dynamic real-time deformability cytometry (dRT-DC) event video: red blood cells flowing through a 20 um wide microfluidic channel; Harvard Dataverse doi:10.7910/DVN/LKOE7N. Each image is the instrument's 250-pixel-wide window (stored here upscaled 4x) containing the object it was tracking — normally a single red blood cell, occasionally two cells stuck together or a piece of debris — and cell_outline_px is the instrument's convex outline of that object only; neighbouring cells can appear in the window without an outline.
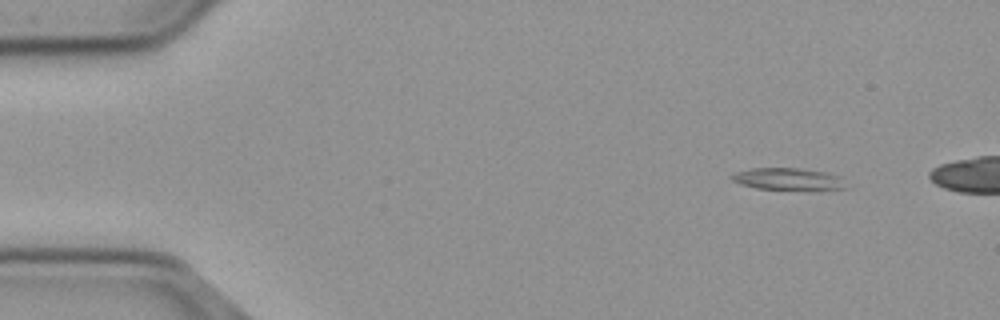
{"species": "common noctule bat (a hibernating species)", "species_latin": "Nyctalus noctula", "temperature_condition": "cold", "stored_images_in_passage": 16, "camera_frame_rate_fps": 3000, "um_per_image_px": 0.085, "animal": {"sex": "male", "body_mass_g": 23.1, "forearm_length_mm": 52.7}, "frame": {"image": 1, "passage_image": 5, "time_ms": 1.333, "image_size_px": [1000, 320], "cell_outline_px": [[848, 188], [816, 192], [808, 192], [756, 188], [740, 184], [732, 180], [728, 176], [736, 172], [752, 168], [796, 168], [824, 172], [836, 176]], "centroid_in_image_um": [66.99, 15.27], "position_along_channel_um": 18.0, "area_um2": 15.2}}